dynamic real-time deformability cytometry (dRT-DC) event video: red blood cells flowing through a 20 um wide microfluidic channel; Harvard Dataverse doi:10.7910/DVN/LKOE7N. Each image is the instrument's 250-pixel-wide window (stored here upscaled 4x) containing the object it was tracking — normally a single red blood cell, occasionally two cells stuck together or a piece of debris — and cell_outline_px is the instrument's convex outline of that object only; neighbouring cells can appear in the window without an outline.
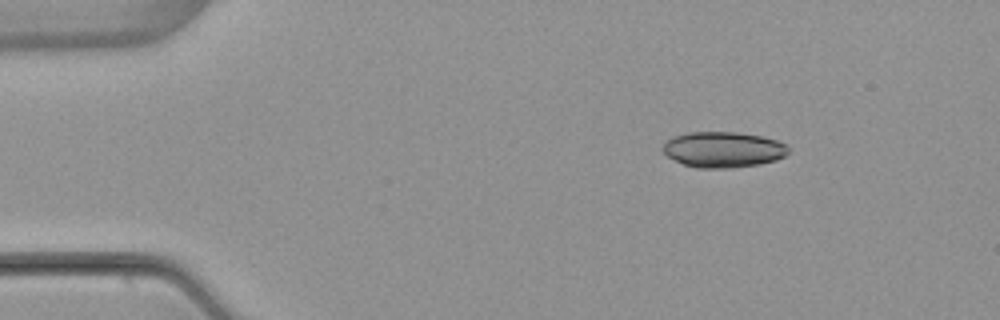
{"species": "common noctule bat (a hibernating species)", "species_latin": "Nyctalus noctula", "temperature_condition": "warm", "stored_images_in_passage": 4, "camera_frame_rate_fps": 3000, "um_per_image_px": 0.085, "animal": {"sex": "female", "body_mass_g": 22.7, "forearm_length_mm": 54.2}, "frame": {"image": 1, "passage_image": 2, "time_ms": 2.333, "image_size_px": [1000, 320], "cell_outline_px": [[788, 152], [784, 156], [776, 160], [760, 164], [728, 168], [696, 168], [684, 164], [668, 156], [660, 148], [672, 136], [688, 132], [736, 132], [760, 136], [776, 140], [788, 144]], "centroid_in_image_um": [61.47, 12.71], "position_along_channel_um": 23.5, "area_um2": 26.13}}